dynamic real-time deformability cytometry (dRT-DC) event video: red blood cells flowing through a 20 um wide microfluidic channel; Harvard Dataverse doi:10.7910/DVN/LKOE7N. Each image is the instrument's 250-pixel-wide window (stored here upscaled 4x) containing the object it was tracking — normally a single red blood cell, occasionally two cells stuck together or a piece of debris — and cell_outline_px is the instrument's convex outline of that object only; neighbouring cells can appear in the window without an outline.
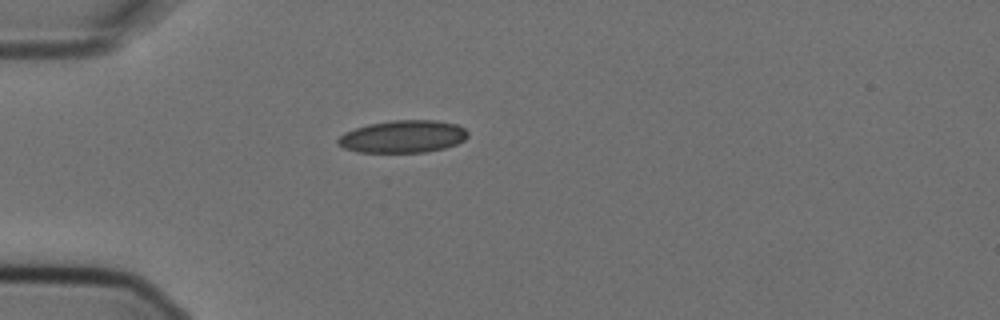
{"species": "Egyptian fruit bat (a non-hibernating species)", "species_latin": "Rousettus aegyptiacus", "temperature_condition": "cold", "stored_images_in_passage": 1, "camera_frame_rate_fps": 3000, "um_per_image_px": 0.085, "animal": {"sex": "female"}, "frame": {"image": 1, "passage_image": 1, "time_ms": 0.0, "image_size_px": [1000, 320], "cell_outline_px": [[468, 136], [464, 140], [456, 144], [444, 148], [424, 152], [356, 152], [344, 148], [336, 144], [336, 140], [344, 132], [368, 124], [392, 120], [436, 120], [456, 124], [464, 128], [468, 132]], "centroid_in_image_um": [34.23, 11.6], "position_along_channel_um": 50.8, "area_um2": 24.62}}